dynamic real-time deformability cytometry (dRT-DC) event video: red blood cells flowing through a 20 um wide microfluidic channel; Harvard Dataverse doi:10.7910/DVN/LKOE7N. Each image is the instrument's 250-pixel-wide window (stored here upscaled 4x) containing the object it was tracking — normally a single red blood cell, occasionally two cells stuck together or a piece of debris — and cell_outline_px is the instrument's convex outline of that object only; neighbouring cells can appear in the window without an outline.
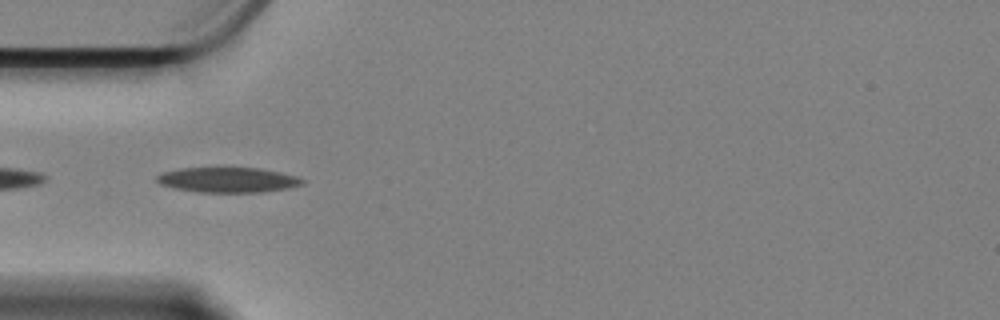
{"species": "Egyptian fruit bat (a non-hibernating species)", "species_latin": "Rousettus aegyptiacus", "temperature_condition": "cold", "stored_images_in_passage": 44, "camera_frame_rate_fps": 3000, "um_per_image_px": 0.085, "animal": {"sex": "female"}, "frame": {"image": 1, "passage_image": 3, "time_ms": 0.667, "image_size_px": [1000, 320], "cell_outline_px": [[304, 180], [300, 184], [288, 188], [260, 192], [200, 192], [176, 188], [160, 184], [156, 180], [156, 176], [164, 172], [180, 168], [256, 168], [296, 176]], "centroid_in_image_um": [19.32, 15.29], "position_along_channel_um": 65.7, "area_um2": 20.81}}
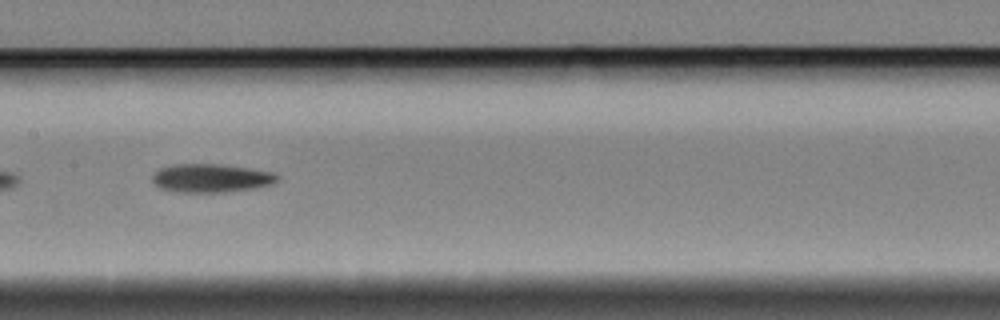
{"frame": {"image": 2, "passage_image": 14, "time_ms": 4.333, "image_size_px": [1000, 320], "cell_outline_px": [[280, 176], [272, 184], [256, 188], [224, 192], [176, 192], [160, 188], [152, 180], [152, 176], [160, 168], [172, 164], [216, 164], [248, 168], [272, 172]], "centroid_in_image_um": [17.93, 15.14], "position_along_channel_um": 189.5, "area_um2": 20.63}}
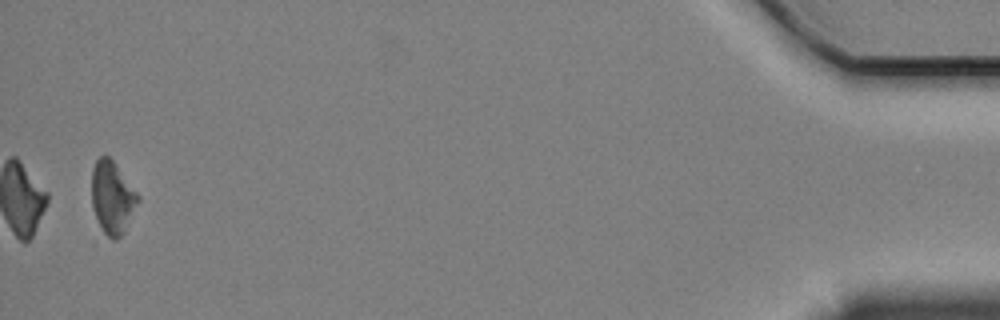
{"frame": {"image": 3, "passage_image": 43, "time_ms": 14.0, "image_size_px": [1000, 320], "cell_outline_px": [[140, 200], [124, 232], [116, 240], [112, 240], [104, 232], [92, 208], [92, 168], [96, 160], [100, 156], [108, 156], [112, 160], [140, 196]], "centroid_in_image_um": [9.55, 16.79], "position_along_channel_um": 425.6, "area_um2": 19.36}}